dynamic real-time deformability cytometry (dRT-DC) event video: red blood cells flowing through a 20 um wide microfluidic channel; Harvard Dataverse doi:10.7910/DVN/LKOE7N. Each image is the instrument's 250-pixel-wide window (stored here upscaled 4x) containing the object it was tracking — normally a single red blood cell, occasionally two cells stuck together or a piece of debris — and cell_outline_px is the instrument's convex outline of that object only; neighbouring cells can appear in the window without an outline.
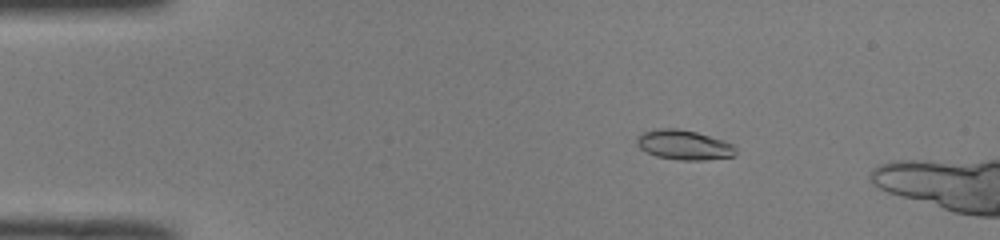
{"species": "common noctule bat (a hibernating species)", "species_latin": "Nyctalus noctula", "temperature_condition": "room temperature", "stored_images_in_passage": 15, "camera_frame_rate_fps": 3000, "um_per_image_px": 0.085, "animal": {"sex": "male", "body_mass_g": 19.0, "forearm_length_mm": 50.8}, "frame": {"image": 1, "passage_image": 9, "time_ms": 2.667, "image_size_px": [1000, 240], "cell_outline_px": [[736, 156], [704, 160], [680, 160], [656, 156], [640, 148], [636, 144], [636, 136], [640, 132], [656, 128], [676, 128], [696, 132], [724, 140], [732, 144], [736, 148]], "centroid_in_image_um": [58.12, 12.31], "position_along_channel_um": 26.9, "area_um2": 17.34}}